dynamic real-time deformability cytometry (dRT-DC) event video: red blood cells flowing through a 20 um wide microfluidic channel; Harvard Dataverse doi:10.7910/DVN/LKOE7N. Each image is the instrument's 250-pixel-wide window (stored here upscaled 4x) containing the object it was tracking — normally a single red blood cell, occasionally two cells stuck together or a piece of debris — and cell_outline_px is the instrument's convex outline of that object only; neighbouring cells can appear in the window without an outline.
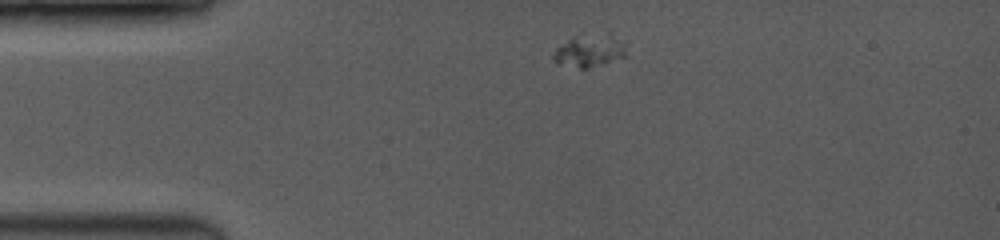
{"species": "common noctule bat (a hibernating species)", "species_latin": "Nyctalus noctula", "temperature_condition": "room temperature", "stored_images_in_passage": 6, "camera_frame_rate_fps": 3500, "um_per_image_px": 0.085, "animal": {"sex": "female", "body_mass_g": 19.0, "forearm_length_mm": 53.3}, "frame": {"image": 1, "passage_image": 1, "time_ms": 0.0, "image_size_px": [1000, 240], "cell_outline_px": [[628, 56], [588, 68], [580, 68], [556, 64], [552, 60], [552, 56], [556, 48], [568, 40], [572, 40], [624, 44]], "centroid_in_image_um": [49.94, 4.55], "position_along_channel_um": 35.1, "area_um2": 11.39}}
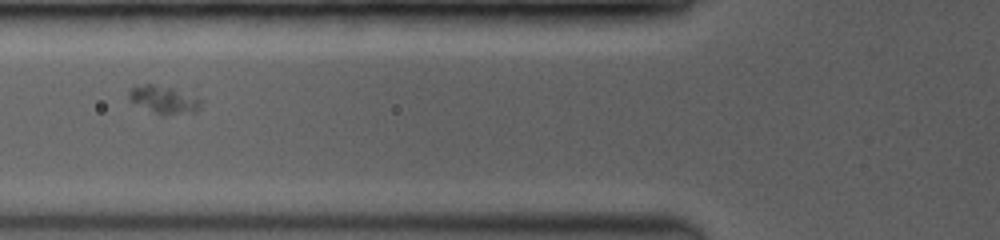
{"frame": {"image": 2, "passage_image": 4, "time_ms": 2.857, "image_size_px": [1000, 240], "cell_outline_px": [[204, 100], [196, 112], [160, 116], [132, 100], [128, 96], [128, 92], [132, 88], [144, 84], [152, 84], [172, 88], [196, 96]], "centroid_in_image_um": [14.0, 8.48], "position_along_channel_um": 111.8, "area_um2": 11.5}}
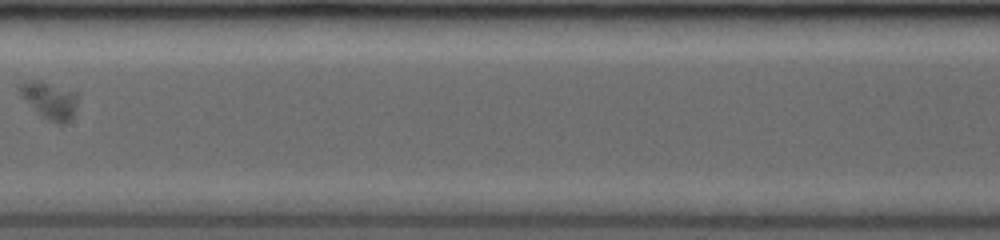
{"frame": {"image": 3, "passage_image": 6, "time_ms": 5.143, "image_size_px": [1000, 240], "cell_outline_px": [[80, 92], [72, 116], [64, 124], [60, 124], [48, 120], [20, 92], [20, 84], [28, 80], [40, 80]], "centroid_in_image_um": [4.32, 8.47], "position_along_channel_um": 203.1, "area_um2": 12.02}}